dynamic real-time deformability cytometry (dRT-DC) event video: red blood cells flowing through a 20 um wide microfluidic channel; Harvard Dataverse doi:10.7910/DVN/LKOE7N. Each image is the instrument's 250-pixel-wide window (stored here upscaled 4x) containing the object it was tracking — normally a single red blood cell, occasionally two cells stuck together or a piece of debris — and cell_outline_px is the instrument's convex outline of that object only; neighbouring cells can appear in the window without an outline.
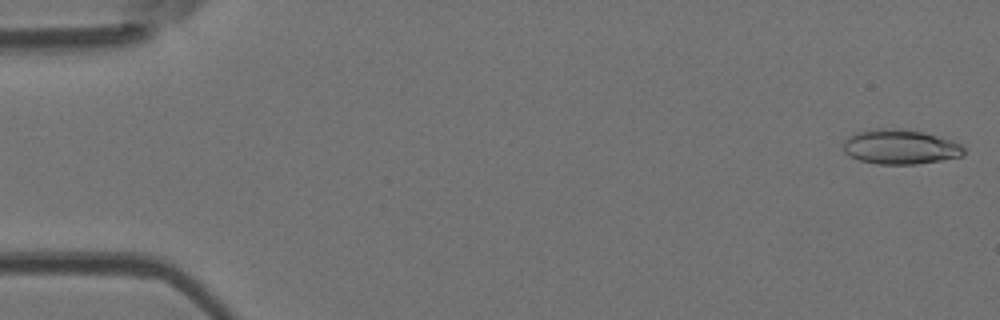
{"species": "Egyptian fruit bat (a non-hibernating species)", "species_latin": "Rousettus aegyptiacus", "temperature_condition": "room temperature", "stored_images_in_passage": 51, "camera_frame_rate_fps": 3000, "um_per_image_px": 0.085, "animal": {"sex": "female"}, "frame": {"image": 1, "passage_image": 1, "time_ms": 0.0, "image_size_px": [1000, 320], "cell_outline_px": [[964, 156], [940, 160], [912, 164], [876, 164], [860, 160], [844, 152], [844, 140], [848, 136], [856, 132], [880, 128], [904, 128], [952, 140], [960, 144], [964, 148]], "centroid_in_image_um": [76.51, 12.48], "position_along_channel_um": 8.5, "area_um2": 24.22}}
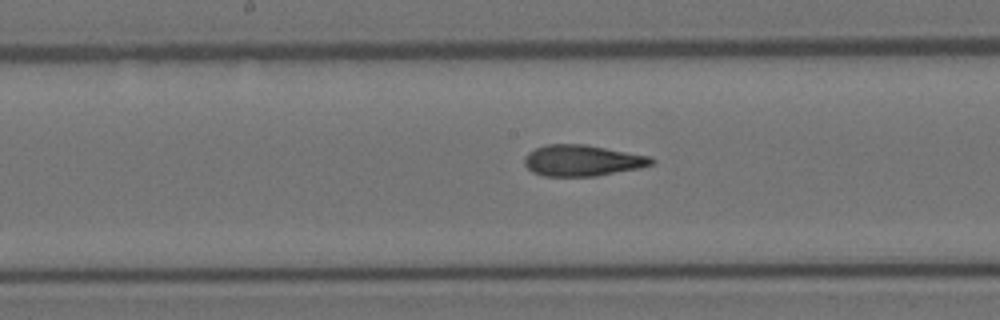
{"frame": {"image": 2, "passage_image": 26, "time_ms": 8.333, "image_size_px": [1000, 320], "cell_outline_px": [[656, 160], [652, 164], [640, 168], [596, 176], [544, 176], [532, 172], [524, 164], [524, 156], [528, 152], [536, 148], [548, 144], [588, 144], [652, 156]], "centroid_in_image_um": [49.52, 13.63], "position_along_channel_um": 198.7, "area_um2": 23.35}}
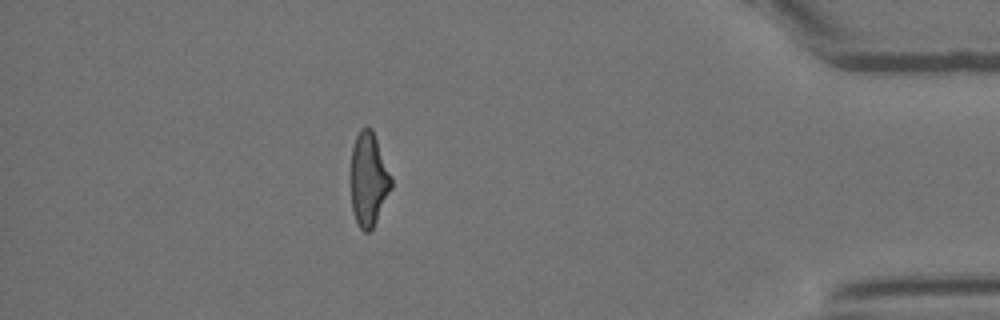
{"frame": {"image": 3, "passage_image": 45, "time_ms": 14.667, "image_size_px": [1000, 320], "cell_outline_px": [[392, 188], [372, 228], [368, 232], [364, 232], [360, 228], [356, 220], [352, 208], [352, 148], [356, 136], [360, 128], [372, 128], [392, 176]], "centroid_in_image_um": [31.35, 15.22], "position_along_channel_um": 403.8, "area_um2": 21.73}, "authors_computed_cell_mechanics": {"area_um2": 23.2356, "velocity_mm_per_s": 3.9592, "shape_relaxation_time_tau1_ms": null, "shape_relaxation_time_tau2_ms": 1.9802, "deformation_change_tau1": null, "deformation_change_tau2": 0.1089}}